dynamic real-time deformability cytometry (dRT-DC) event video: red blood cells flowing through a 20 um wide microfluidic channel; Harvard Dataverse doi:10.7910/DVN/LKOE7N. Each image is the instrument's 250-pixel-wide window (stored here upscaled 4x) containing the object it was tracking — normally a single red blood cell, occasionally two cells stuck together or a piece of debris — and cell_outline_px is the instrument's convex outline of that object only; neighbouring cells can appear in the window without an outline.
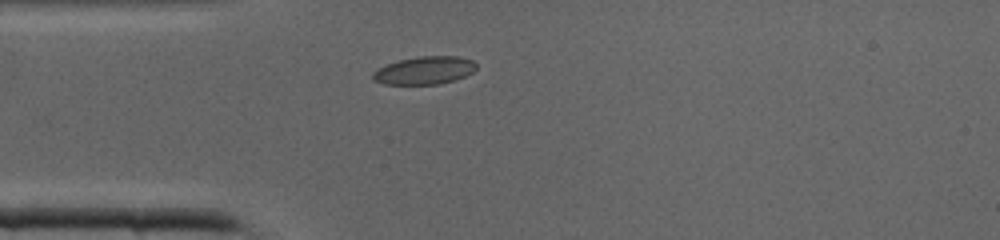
{"species": "common noctule bat (a hibernating species)", "species_latin": "Nyctalus noctula", "temperature_condition": "cold", "stored_images_in_passage": 31, "camera_frame_rate_fps": 3000, "um_per_image_px": 0.085, "animal": {"sex": "male", "body_mass_g": 19.0, "forearm_length_mm": 50.8}, "frame": {"image": 1, "passage_image": 1, "time_ms": 0.0, "image_size_px": [1000, 240], "cell_outline_px": [[476, 68], [472, 72], [456, 80], [440, 84], [384, 84], [372, 80], [372, 72], [388, 64], [400, 60], [420, 56], [460, 56], [472, 60], [476, 64]], "centroid_in_image_um": [36.09, 5.99], "position_along_channel_um": 48.9, "area_um2": 16.76}}
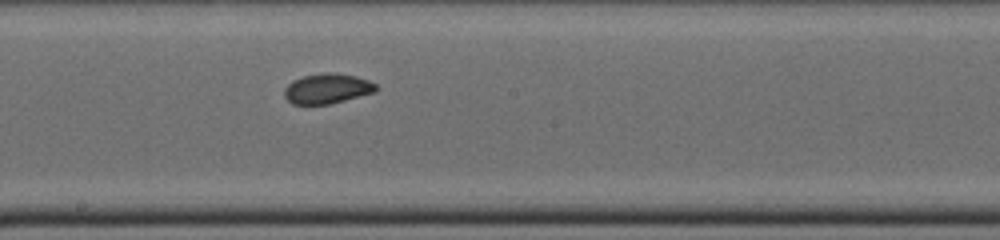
{"frame": {"image": 2, "passage_image": 12, "time_ms": 3.667, "image_size_px": [1000, 240], "cell_outline_px": [[376, 92], [328, 104], [292, 104], [284, 96], [284, 88], [292, 80], [304, 76], [328, 72], [356, 76], [368, 80], [376, 84]], "centroid_in_image_um": [27.79, 7.53], "position_along_channel_um": 220.4, "area_um2": 15.9}}
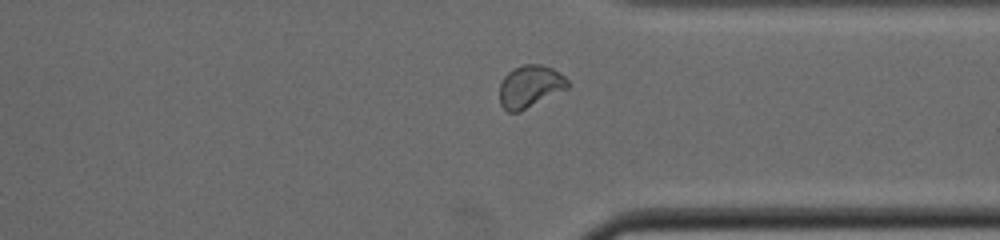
{"frame": {"image": 3, "passage_image": 21, "time_ms": 6.667, "image_size_px": [1000, 240], "cell_outline_px": [[568, 88], [520, 112], [508, 112], [500, 104], [500, 84], [504, 76], [508, 72], [524, 64], [540, 64], [552, 68], [560, 72], [568, 80]], "centroid_in_image_um": [45.05, 7.35], "position_along_channel_um": 366.3, "area_um2": 16.76}}